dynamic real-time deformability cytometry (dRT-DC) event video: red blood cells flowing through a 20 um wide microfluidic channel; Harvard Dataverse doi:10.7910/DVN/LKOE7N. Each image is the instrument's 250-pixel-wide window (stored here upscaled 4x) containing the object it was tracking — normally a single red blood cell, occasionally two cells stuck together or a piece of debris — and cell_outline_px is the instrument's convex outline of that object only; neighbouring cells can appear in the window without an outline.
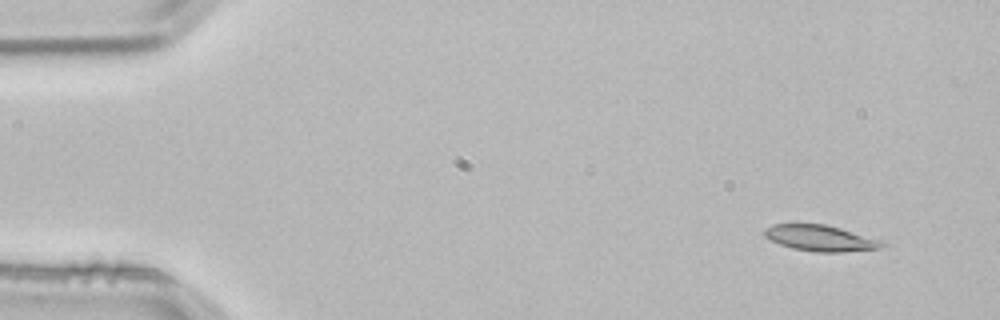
{"species": "common noctule bat (a hibernating species)", "species_latin": "Nyctalus noctula", "temperature_condition": "room temperature", "stored_images_in_passage": 3, "camera_frame_rate_fps": 3000, "um_per_image_px": 0.085, "animal": {"sex": "male", "body_mass_g": 21.5, "forearm_length_mm": 52.0}, "frame": {"image": 1, "passage_image": 1, "time_ms": 0.0, "image_size_px": [1000, 320], "cell_outline_px": [[884, 244], [880, 248], [844, 252], [816, 252], [792, 248], [780, 244], [764, 236], [764, 228], [772, 224], [824, 224], [840, 228], [884, 240]], "centroid_in_image_um": [69.74, 20.24], "position_along_channel_um": 15.3, "area_um2": 17.8}}